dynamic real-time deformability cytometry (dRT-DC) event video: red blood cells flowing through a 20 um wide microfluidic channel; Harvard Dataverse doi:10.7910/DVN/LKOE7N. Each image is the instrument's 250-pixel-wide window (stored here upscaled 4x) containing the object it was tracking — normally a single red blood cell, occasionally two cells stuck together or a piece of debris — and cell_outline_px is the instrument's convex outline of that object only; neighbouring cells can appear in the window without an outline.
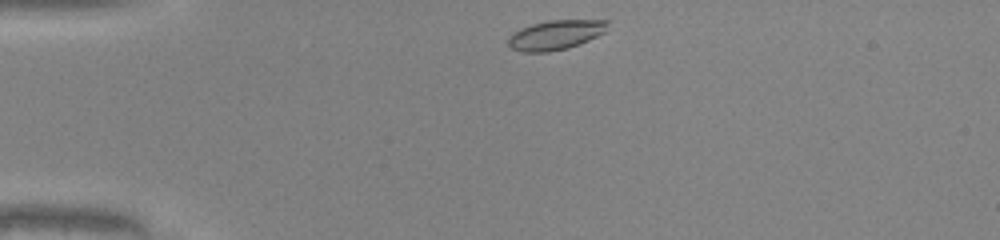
{"species": "common noctule bat (a hibernating species)", "species_latin": "Nyctalus noctula", "temperature_condition": "warm", "stored_images_in_passage": 33, "camera_frame_rate_fps": 3000, "um_per_image_px": 0.085, "animal": {"sex": "male", "body_mass_g": 20.0, "forearm_length_mm": 53.3}, "frame": {"image": 1, "passage_image": 1, "time_ms": 0.0, "image_size_px": [1000, 240], "cell_outline_px": [[612, 20], [604, 32], [588, 40], [568, 48], [548, 52], [524, 52], [512, 48], [508, 44], [508, 36], [520, 28], [532, 24], [548, 20]], "centroid_in_image_um": [47.23, 2.96], "position_along_channel_um": 37.8, "area_um2": 17.11}}
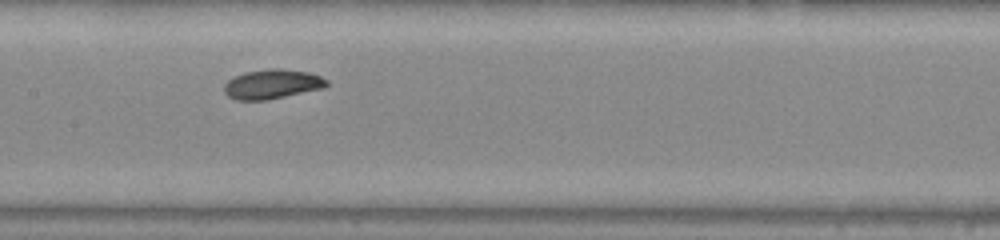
{"frame": {"image": 2, "passage_image": 15, "time_ms": 4.667, "image_size_px": [1000, 240], "cell_outline_px": [[328, 84], [324, 88], [268, 100], [236, 100], [228, 96], [224, 92], [224, 84], [228, 80], [244, 72], [272, 68], [280, 68], [308, 72], [320, 76], [328, 80]], "centroid_in_image_um": [23.14, 7.15], "position_along_channel_um": 184.3, "area_um2": 17.69}}
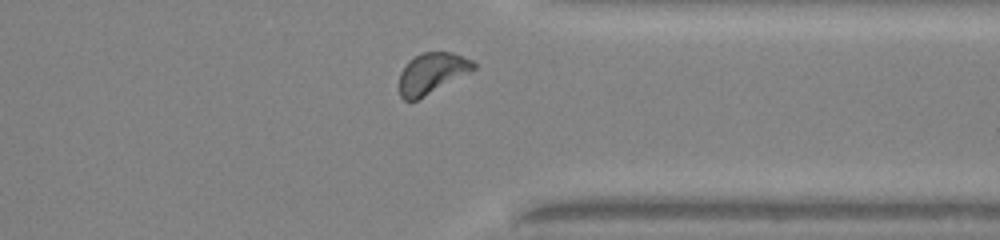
{"frame": {"image": 3, "passage_image": 29, "time_ms": 9.333, "image_size_px": [1000, 240], "cell_outline_px": [[476, 68], [416, 100], [404, 100], [400, 96], [400, 72], [408, 60], [420, 52], [452, 52], [472, 60], [476, 64]], "centroid_in_image_um": [36.68, 6.19], "position_along_channel_um": 374.7, "area_um2": 17.34}, "authors_computed_cell_mechanics": {"area_um2": 17.1666, "velocity_mm_per_s": 4.1145, "shape_relaxation_time_tau1_ms": 1.4165, "shape_relaxation_time_tau2_ms": null, "deformation_change_tau1": 0.0706, "deformation_change_tau2": null}}